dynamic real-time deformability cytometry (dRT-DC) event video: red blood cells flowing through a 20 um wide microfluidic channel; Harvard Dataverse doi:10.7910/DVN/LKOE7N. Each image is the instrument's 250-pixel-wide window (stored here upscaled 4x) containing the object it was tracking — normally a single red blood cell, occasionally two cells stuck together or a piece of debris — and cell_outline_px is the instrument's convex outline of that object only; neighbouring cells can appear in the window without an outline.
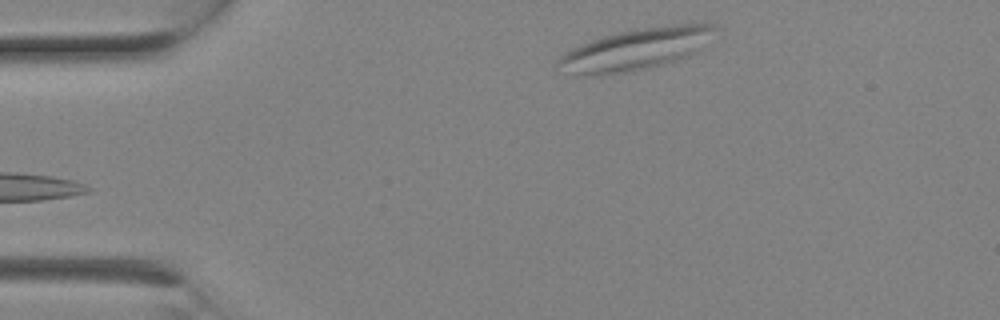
{"species": "Egyptian fruit bat (a non-hibernating species)", "species_latin": "Rousettus aegyptiacus", "temperature_condition": "room temperature", "stored_images_in_passage": 2, "camera_frame_rate_fps": 3000, "um_per_image_px": 0.085, "animal": {"sex": "female"}, "frame": {"image": 1, "passage_image": 2, "time_ms": 0.333, "image_size_px": [1000, 320], "cell_outline_px": [[720, 28], [696, 52], [688, 56], [676, 60], [648, 68], [632, 72], [604, 76], [588, 76], [576, 72], [556, 64], [556, 60], [564, 52], [580, 44], [600, 36], [616, 32], [636, 28], [704, 20], [716, 24]], "centroid_in_image_um": [54.17, 4.13], "position_along_channel_um": 30.8, "area_um2": 38.84}}